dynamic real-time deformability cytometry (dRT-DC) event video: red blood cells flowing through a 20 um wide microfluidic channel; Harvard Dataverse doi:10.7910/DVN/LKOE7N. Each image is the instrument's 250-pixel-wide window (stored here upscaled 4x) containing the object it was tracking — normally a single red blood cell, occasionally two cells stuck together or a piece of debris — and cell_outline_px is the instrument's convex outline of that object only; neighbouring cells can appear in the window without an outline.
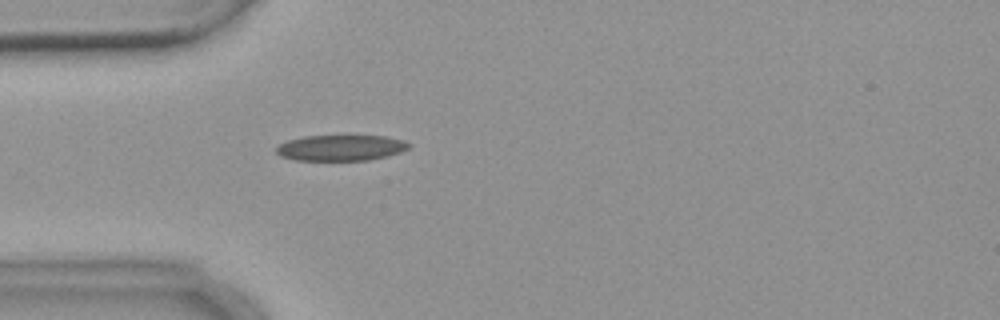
{"species": "common noctule bat (a hibernating species)", "species_latin": "Nyctalus noctula", "temperature_condition": "warm", "stored_images_in_passage": 4, "camera_frame_rate_fps": 3000, "um_per_image_px": 0.085, "animal": {"sex": "female", "body_mass_g": 18.4}, "frame": {"image": 1, "passage_image": 4, "time_ms": 4.333, "image_size_px": [1000, 320], "cell_outline_px": [[408, 148], [400, 152], [388, 156], [368, 160], [296, 160], [280, 156], [276, 152], [276, 148], [280, 144], [288, 140], [304, 136], [384, 136], [400, 140], [408, 144]], "centroid_in_image_um": [28.92, 12.57], "position_along_channel_um": 56.1, "area_um2": 19.65}}